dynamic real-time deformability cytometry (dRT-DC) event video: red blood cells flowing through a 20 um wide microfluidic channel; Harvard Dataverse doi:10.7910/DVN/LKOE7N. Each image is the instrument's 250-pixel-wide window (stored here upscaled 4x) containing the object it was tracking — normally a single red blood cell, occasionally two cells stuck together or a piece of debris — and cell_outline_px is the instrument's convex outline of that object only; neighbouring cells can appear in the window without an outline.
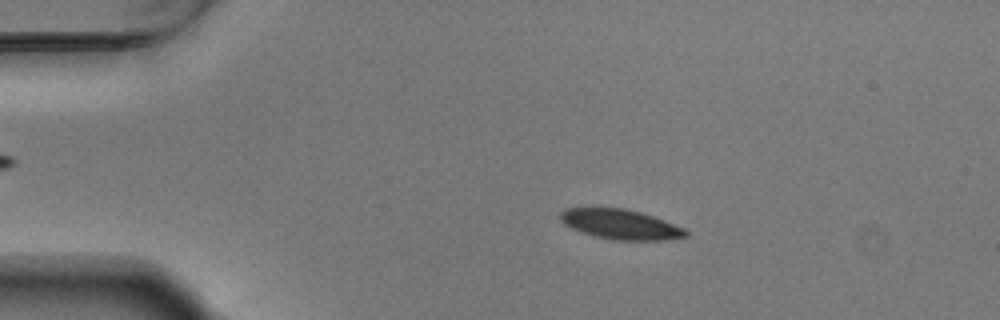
{"species": "Egyptian fruit bat (a non-hibernating species)", "species_latin": "Rousettus aegyptiacus", "temperature_condition": "warm", "stored_images_in_passage": 55, "camera_frame_rate_fps": 3000, "um_per_image_px": 0.085, "animal": {"sex": "male"}, "frame": {"image": 1, "passage_image": 11, "time_ms": 3.333, "image_size_px": [1000, 320], "cell_outline_px": [[688, 236], [664, 240], [612, 240], [596, 236], [572, 228], [564, 224], [560, 220], [560, 212], [564, 208], [624, 208], [640, 212], [664, 220], [684, 228], [688, 232]], "centroid_in_image_um": [52.74, 19.06], "position_along_channel_um": 32.3, "area_um2": 21.68}}
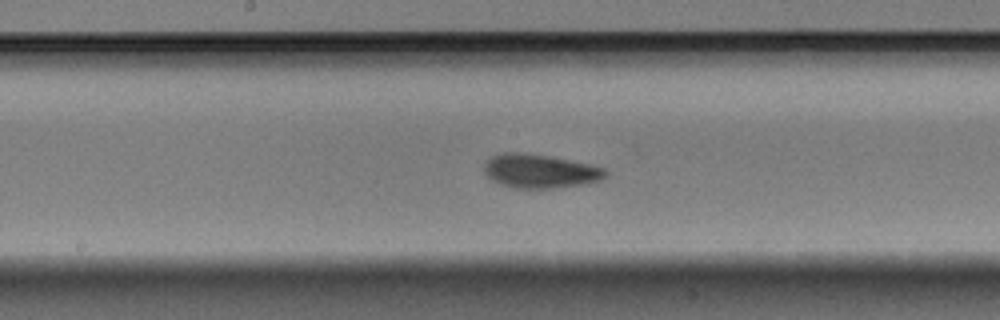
{"frame": {"image": 2, "passage_image": 29, "time_ms": 9.333, "image_size_px": [1000, 320], "cell_outline_px": [[608, 176], [600, 180], [588, 184], [552, 188], [512, 188], [500, 184], [492, 180], [484, 172], [484, 164], [492, 156], [504, 152], [520, 152], [548, 156], [588, 164], [604, 168], [608, 172]], "centroid_in_image_um": [45.91, 14.56], "position_along_channel_um": 202.3, "area_um2": 23.93}}
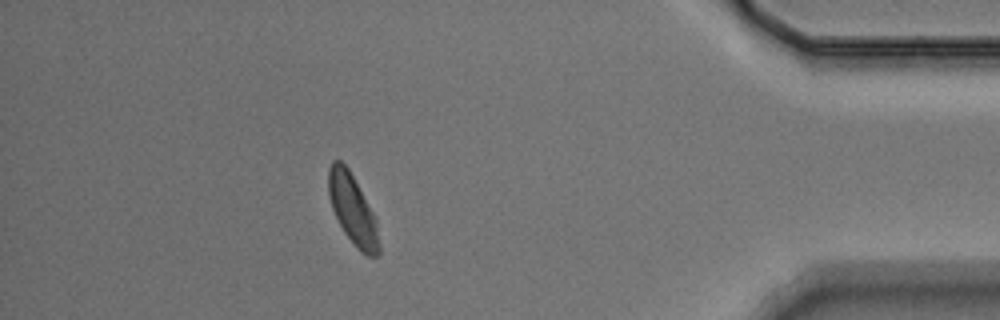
{"frame": {"image": 3, "passage_image": 49, "time_ms": 16.0, "image_size_px": [1000, 320], "cell_outline_px": [[380, 256], [368, 256], [360, 252], [356, 248], [344, 232], [332, 208], [328, 196], [328, 168], [332, 160], [340, 160], [348, 168], [372, 212], [376, 220], [380, 248]], "centroid_in_image_um": [29.96, 17.83], "position_along_channel_um": 405.2, "area_um2": 20.4}, "authors_computed_cell_mechanics": {"area_um2": 22.3686, "velocity_mm_per_s": 3.6937, "shape_relaxation_time_tau1_ms": 2.2794, "shape_relaxation_time_tau2_ms": 2.3072, "deformation_change_tau1": 0.1073, "deformation_change_tau2": 0.0498}}